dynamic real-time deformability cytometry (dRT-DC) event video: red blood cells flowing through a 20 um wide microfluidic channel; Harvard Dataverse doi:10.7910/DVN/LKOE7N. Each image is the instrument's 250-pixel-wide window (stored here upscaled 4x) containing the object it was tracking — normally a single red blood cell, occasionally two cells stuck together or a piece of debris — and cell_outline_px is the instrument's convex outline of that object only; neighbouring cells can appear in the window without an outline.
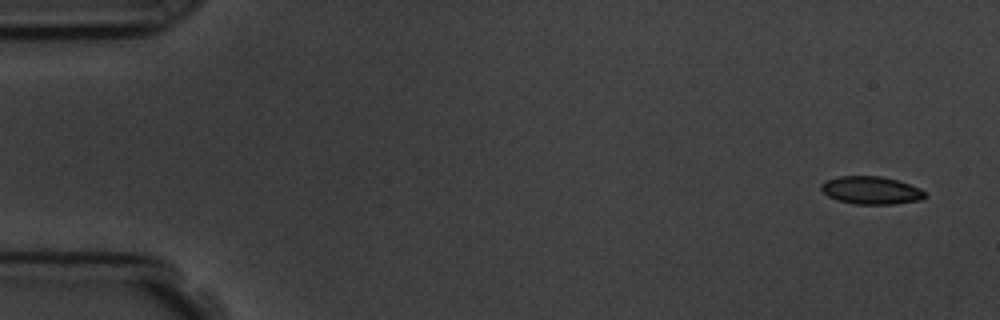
{"species": "common noctule bat (a hibernating species)", "species_latin": "Nyctalus noctula", "temperature_condition": "room temperature", "stored_images_in_passage": 5, "camera_frame_rate_fps": 3000, "um_per_image_px": 0.085, "animal": {"sex": "male", "body_mass_g": 19.5, "forearm_length_mm": 54.6}, "frame": {"image": 1, "passage_image": 1, "time_ms": 0.0, "image_size_px": [1000, 320], "cell_outline_px": [[928, 196], [920, 200], [892, 204], [856, 204], [836, 200], [828, 196], [820, 188], [820, 184], [828, 180], [840, 176], [880, 176], [896, 180], [920, 188]], "centroid_in_image_um": [74.04, 16.18], "position_along_channel_um": 11.0, "area_um2": 16.7}}
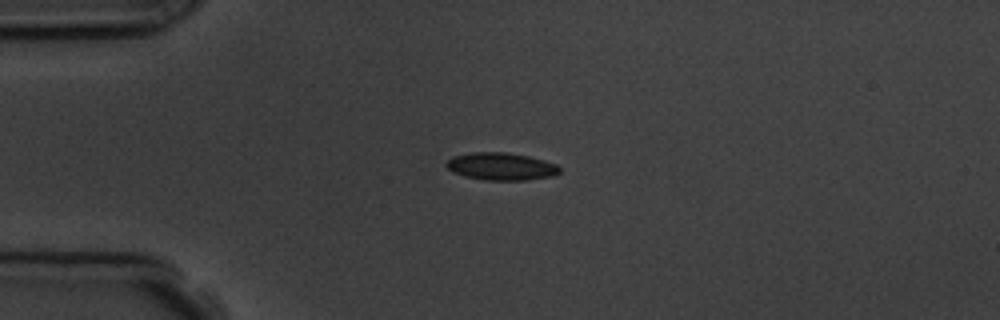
{"frame": {"image": 2, "passage_image": 4, "time_ms": 3.667, "image_size_px": [1000, 320], "cell_outline_px": [[560, 172], [556, 176], [524, 180], [484, 180], [464, 176], [452, 172], [444, 164], [452, 156], [472, 152], [508, 152], [528, 156], [544, 160], [556, 164], [560, 168]], "centroid_in_image_um": [42.59, 14.14], "position_along_channel_um": 42.4, "area_um2": 18.32}}